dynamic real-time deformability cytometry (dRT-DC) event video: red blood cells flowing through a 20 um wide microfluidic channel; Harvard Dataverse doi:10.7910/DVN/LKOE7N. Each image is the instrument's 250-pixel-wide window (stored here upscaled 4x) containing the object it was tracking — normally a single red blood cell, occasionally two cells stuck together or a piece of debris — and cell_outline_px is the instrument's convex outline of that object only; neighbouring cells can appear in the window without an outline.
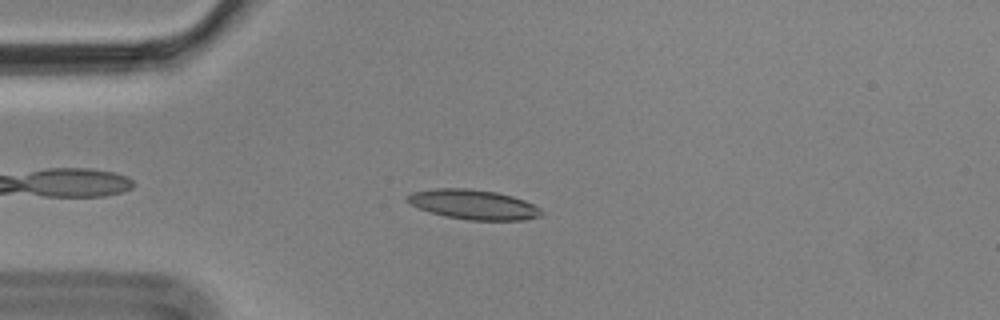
{"species": "Egyptian fruit bat (a non-hibernating species)", "species_latin": "Rousettus aegyptiacus", "temperature_condition": "cold", "stored_images_in_passage": 2, "camera_frame_rate_fps": 3000, "um_per_image_px": 0.085, "animal": {"sex": "male"}, "frame": {"image": 1, "passage_image": 1, "time_ms": 0.0, "image_size_px": [1000, 320], "cell_outline_px": [[544, 212], [540, 216], [524, 220], [468, 220], [444, 216], [408, 204], [404, 200], [404, 196], [412, 192], [436, 188], [468, 188], [496, 192], [512, 196], [524, 200], [540, 208]], "centroid_in_image_um": [40.2, 17.38], "position_along_channel_um": 44.8, "area_um2": 23.35}}